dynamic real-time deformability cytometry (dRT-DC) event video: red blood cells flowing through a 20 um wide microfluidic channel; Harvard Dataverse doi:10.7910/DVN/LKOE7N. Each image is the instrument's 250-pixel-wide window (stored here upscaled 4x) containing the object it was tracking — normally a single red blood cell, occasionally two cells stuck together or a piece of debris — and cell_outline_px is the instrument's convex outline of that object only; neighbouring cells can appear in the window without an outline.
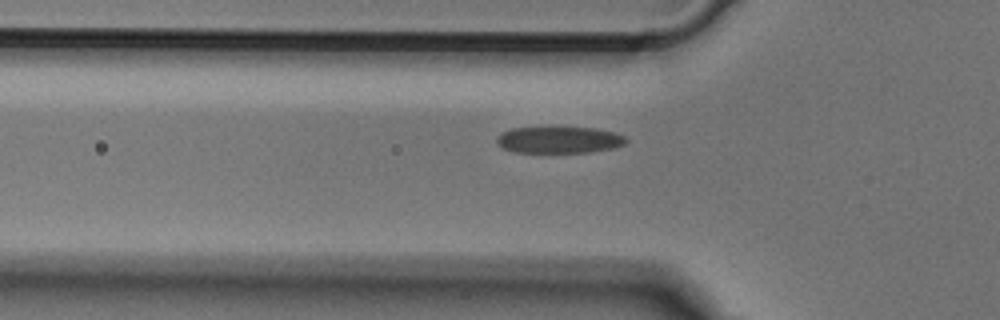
{"species": "Egyptian fruit bat (a non-hibernating species)", "species_latin": "Rousettus aegyptiacus", "temperature_condition": "cold", "stored_images_in_passage": 37, "camera_frame_rate_fps": 3000, "um_per_image_px": 0.085, "animal": {"sex": "male"}, "frame": {"image": 1, "passage_image": 4, "time_ms": 1.0, "image_size_px": [1000, 320], "cell_outline_px": [[628, 140], [624, 144], [616, 148], [588, 152], [516, 152], [504, 148], [496, 144], [496, 136], [500, 132], [512, 128], [592, 128], [616, 132], [624, 136]], "centroid_in_image_um": [47.52, 11.89], "position_along_channel_um": 78.3, "area_um2": 20.0}}
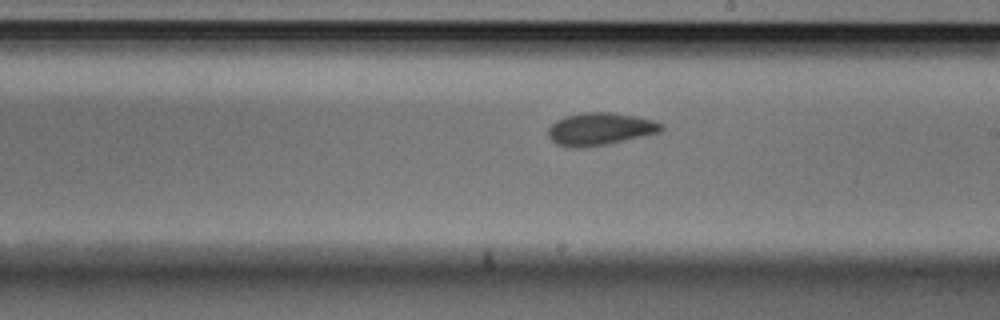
{"frame": {"image": 2, "passage_image": 16, "time_ms": 5.0, "image_size_px": [1000, 320], "cell_outline_px": [[664, 128], [660, 132], [644, 136], [608, 144], [584, 148], [568, 148], [556, 144], [548, 136], [548, 128], [556, 120], [564, 116], [580, 112], [612, 112], [636, 116], [652, 120], [664, 124]], "centroid_in_image_um": [50.99, 10.97], "position_along_channel_um": 238.0, "area_um2": 21.79}}
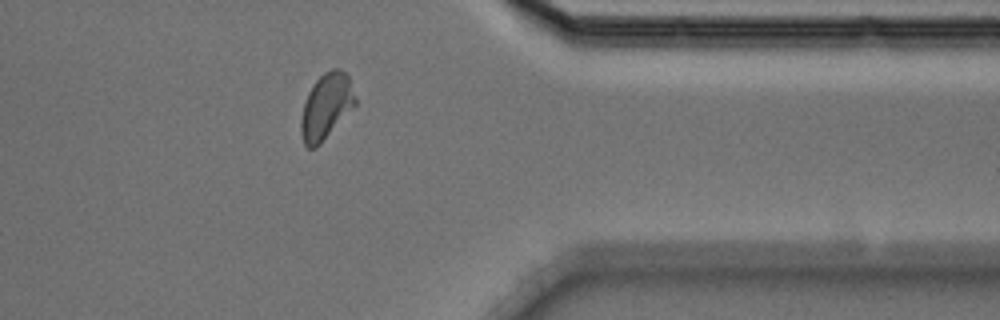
{"frame": {"image": 3, "passage_image": 28, "time_ms": 9.0, "image_size_px": [1000, 320], "cell_outline_px": [[356, 104], [320, 144], [316, 148], [308, 148], [304, 144], [300, 132], [300, 120], [304, 104], [308, 92], [312, 84], [324, 72], [332, 68], [340, 68], [348, 76], [356, 96]], "centroid_in_image_um": [27.71, 9.03], "position_along_channel_um": 383.7, "area_um2": 20.75}}